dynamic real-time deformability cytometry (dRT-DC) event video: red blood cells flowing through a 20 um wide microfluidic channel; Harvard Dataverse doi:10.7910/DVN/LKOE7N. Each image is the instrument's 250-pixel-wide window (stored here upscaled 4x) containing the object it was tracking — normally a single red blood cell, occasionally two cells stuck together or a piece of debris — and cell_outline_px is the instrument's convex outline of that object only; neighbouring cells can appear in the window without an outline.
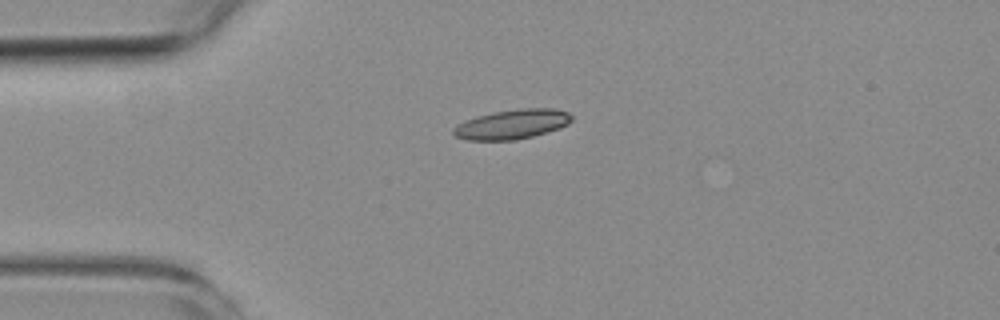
{"species": "common noctule bat (a hibernating species)", "species_latin": "Nyctalus noctula", "temperature_condition": "room temperature", "stored_images_in_passage": 4, "camera_frame_rate_fps": 3000, "um_per_image_px": 0.085, "animal": {"sex": "female", "body_mass_g": 19.3, "forearm_length_mm": 54.1}, "frame": {"image": 1, "passage_image": 1, "time_ms": 0.0, "image_size_px": [1000, 320], "cell_outline_px": [[572, 120], [568, 124], [560, 128], [532, 136], [516, 140], [468, 140], [456, 136], [452, 132], [452, 128], [456, 124], [464, 120], [476, 116], [496, 112], [520, 108], [556, 108], [568, 112], [572, 116]], "centroid_in_image_um": [43.52, 10.55], "position_along_channel_um": 41.5, "area_um2": 20.46}}
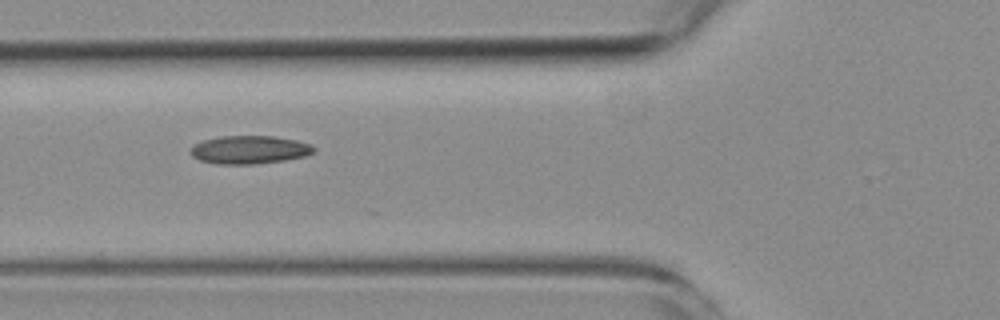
{"frame": {"image": 2, "passage_image": 3, "time_ms": 2.333, "image_size_px": [1000, 320], "cell_outline_px": [[316, 148], [312, 152], [304, 156], [284, 160], [252, 164], [216, 164], [200, 160], [192, 156], [188, 152], [196, 144], [204, 140], [220, 136], [272, 136], [296, 140], [312, 144]], "centroid_in_image_um": [21.19, 12.72], "position_along_channel_um": 104.6, "area_um2": 20.11}}